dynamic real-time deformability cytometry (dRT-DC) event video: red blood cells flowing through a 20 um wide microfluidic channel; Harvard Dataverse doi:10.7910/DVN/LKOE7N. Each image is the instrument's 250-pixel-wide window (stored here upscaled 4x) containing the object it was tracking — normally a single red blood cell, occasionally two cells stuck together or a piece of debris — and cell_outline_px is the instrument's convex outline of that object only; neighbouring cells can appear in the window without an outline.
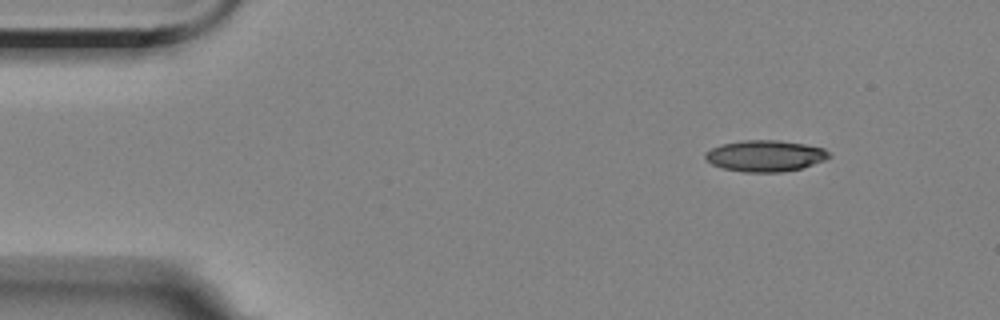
{"species": "Egyptian fruit bat (a non-hibernating species)", "species_latin": "Rousettus aegyptiacus", "temperature_condition": "room temperature", "stored_images_in_passage": 3, "camera_frame_rate_fps": 3000, "um_per_image_px": 0.085, "animal": {"sex": "female"}, "frame": {"image": 1, "passage_image": 1, "time_ms": 0.0, "image_size_px": [1000, 320], "cell_outline_px": [[832, 156], [824, 160], [800, 168], [780, 172], [744, 172], [720, 168], [712, 164], [704, 156], [712, 148], [720, 144], [744, 140], [780, 140], [804, 144], [824, 148]], "centroid_in_image_um": [65.04, 13.24], "position_along_channel_um": 20.0, "area_um2": 22.43}}
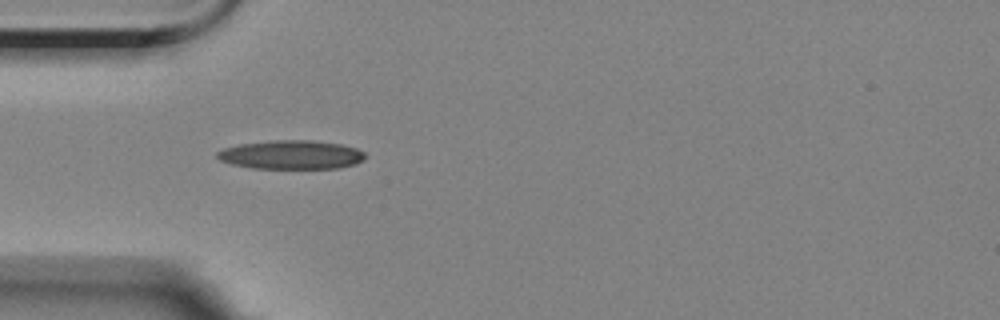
{"frame": {"image": 2, "passage_image": 3, "time_ms": 3.333, "image_size_px": [1000, 320], "cell_outline_px": [[368, 156], [364, 160], [356, 164], [340, 168], [252, 168], [232, 164], [220, 160], [216, 156], [216, 152], [224, 148], [240, 144], [272, 140], [312, 140], [340, 144], [356, 148], [364, 152]], "centroid_in_image_um": [24.79, 13.15], "position_along_channel_um": 60.2, "area_um2": 24.97}}